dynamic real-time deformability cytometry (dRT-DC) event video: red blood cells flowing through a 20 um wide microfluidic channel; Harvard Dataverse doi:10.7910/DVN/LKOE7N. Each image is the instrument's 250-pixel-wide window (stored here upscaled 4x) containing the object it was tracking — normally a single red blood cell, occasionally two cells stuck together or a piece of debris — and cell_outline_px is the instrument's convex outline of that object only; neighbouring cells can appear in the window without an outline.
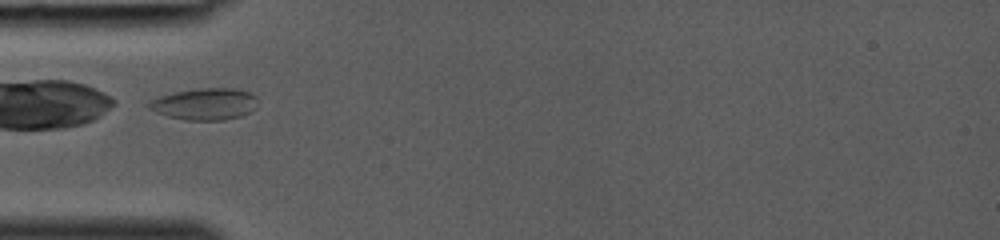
{"species": "common noctule bat (a hibernating species)", "species_latin": "Nyctalus noctula", "temperature_condition": "room temperature", "stored_images_in_passage": 23, "camera_frame_rate_fps": 3000, "um_per_image_px": 0.085, "animal": {"sex": "female", "body_mass_g": 19.0, "forearm_length_mm": 53.3}, "frame": {"image": 1, "passage_image": 1, "time_ms": 0.0, "image_size_px": [1000, 240], "cell_outline_px": [[256, 108], [252, 112], [240, 116], [224, 120], [184, 120], [168, 116], [156, 112], [148, 108], [144, 104], [160, 96], [176, 92], [196, 88], [232, 88], [252, 92], [256, 96]], "centroid_in_image_um": [17.42, 8.84], "position_along_channel_um": 67.6, "area_um2": 20.29}}
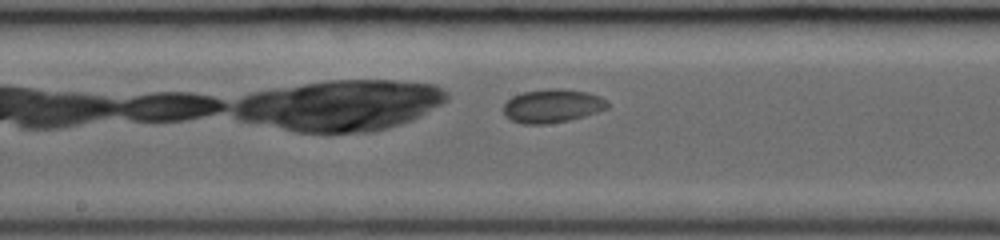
{"frame": {"image": 2, "passage_image": 9, "time_ms": 2.667, "image_size_px": [1000, 240], "cell_outline_px": [[608, 108], [584, 116], [568, 120], [548, 124], [524, 124], [512, 120], [504, 116], [504, 104], [512, 96], [524, 92], [548, 88], [556, 88], [588, 92], [600, 96], [608, 100]], "centroid_in_image_um": [46.95, 9.0], "position_along_channel_um": 201.2, "area_um2": 20.35}}
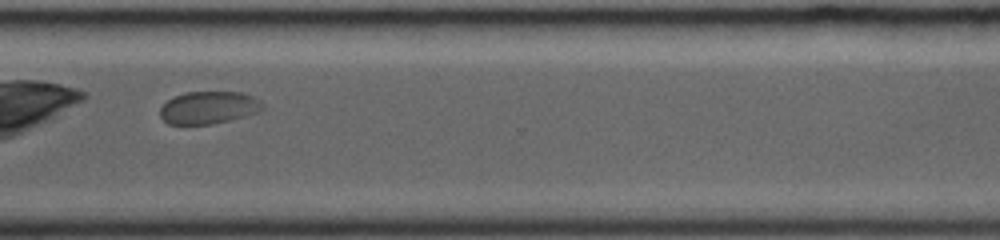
{"frame": {"image": 3, "passage_image": 18, "time_ms": 5.667, "image_size_px": [1000, 240], "cell_outline_px": [[264, 108], [260, 112], [212, 124], [168, 124], [160, 116], [160, 108], [168, 100], [176, 96], [188, 92], [240, 92], [252, 96], [260, 100], [264, 104]], "centroid_in_image_um": [17.76, 9.15], "position_along_channel_um": 352.8, "area_um2": 19.31}}